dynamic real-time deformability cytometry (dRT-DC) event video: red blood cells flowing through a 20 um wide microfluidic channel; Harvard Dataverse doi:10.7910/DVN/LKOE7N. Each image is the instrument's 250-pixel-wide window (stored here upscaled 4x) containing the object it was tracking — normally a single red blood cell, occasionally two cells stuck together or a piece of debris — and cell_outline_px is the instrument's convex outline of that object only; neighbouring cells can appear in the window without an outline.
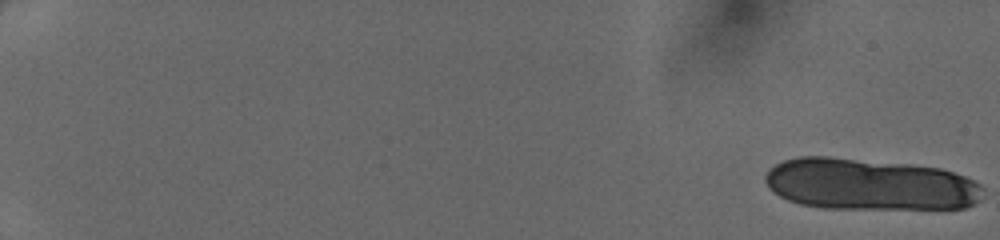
{"species": "human", "species_latin": "Homo sapiens", "temperature_condition": "cold", "stored_images_in_passage": 14, "camera_frame_rate_fps": 3000, "um_per_image_px": 0.085, "donor": {"sex": "female"}, "frame": {"image": 1, "passage_image": 1, "time_ms": 0.0, "image_size_px": [1000, 240], "cell_outline_px": [[984, 188], [980, 200], [964, 208], [824, 208], [800, 204], [788, 200], [780, 196], [764, 180], [764, 176], [776, 164], [784, 160], [800, 156], [828, 156], [912, 164], [940, 168], [964, 176], [980, 184]], "centroid_in_image_um": [73.94, 15.66], "position_along_channel_um": 11.1, "area_um2": 65.37}}